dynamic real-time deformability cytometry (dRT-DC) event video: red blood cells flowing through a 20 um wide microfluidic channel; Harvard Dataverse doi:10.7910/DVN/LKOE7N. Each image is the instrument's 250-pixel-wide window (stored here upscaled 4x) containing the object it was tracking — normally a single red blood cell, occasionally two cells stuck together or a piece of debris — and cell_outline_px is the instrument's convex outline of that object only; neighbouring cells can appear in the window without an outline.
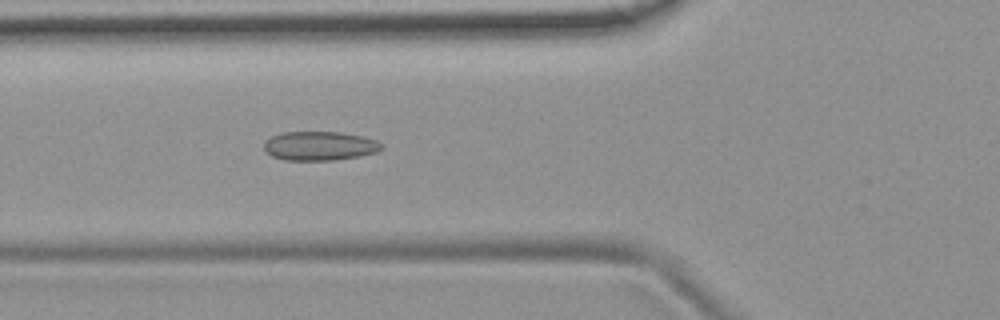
{"species": "common noctule bat (a hibernating species)", "species_latin": "Nyctalus noctula", "temperature_condition": "room temperature", "stored_images_in_passage": 5, "camera_frame_rate_fps": 3000, "um_per_image_px": 0.085, "animal": {"sex": "female", "body_mass_g": 19.9}, "frame": {"image": 1, "passage_image": 5, "time_ms": 4.667, "image_size_px": [1000, 320], "cell_outline_px": [[384, 148], [376, 152], [360, 156], [336, 160], [284, 160], [272, 156], [264, 152], [264, 140], [280, 132], [340, 132], [364, 136], [376, 140]], "centroid_in_image_um": [27.14, 12.4], "position_along_channel_um": 98.7, "area_um2": 20.11}}